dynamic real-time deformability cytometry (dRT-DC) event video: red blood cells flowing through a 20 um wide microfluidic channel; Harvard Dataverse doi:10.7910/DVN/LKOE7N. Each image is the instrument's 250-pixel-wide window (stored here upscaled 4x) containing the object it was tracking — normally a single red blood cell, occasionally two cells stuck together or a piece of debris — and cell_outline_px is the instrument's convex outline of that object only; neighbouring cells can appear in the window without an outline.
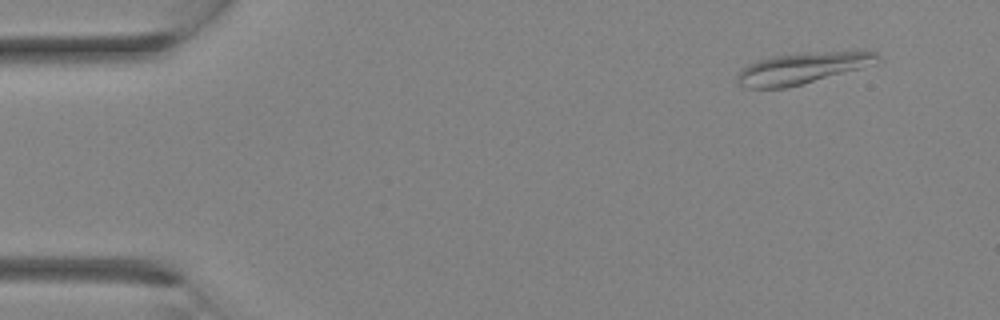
{"species": "Egyptian fruit bat (a non-hibernating species)", "species_latin": "Rousettus aegyptiacus", "temperature_condition": "room temperature", "stored_images_in_passage": 2, "camera_frame_rate_fps": 3000, "um_per_image_px": 0.085, "animal": {"sex": "female"}, "frame": {"image": 1, "passage_image": 1, "time_ms": 0.0, "image_size_px": [1000, 320], "cell_outline_px": [[880, 60], [876, 64], [788, 88], [748, 88], [736, 84], [736, 76], [740, 68], [748, 64], [760, 60], [776, 56], [864, 48], [876, 52], [880, 56]], "centroid_in_image_um": [68.27, 5.78], "position_along_channel_um": 16.7, "area_um2": 26.07}}